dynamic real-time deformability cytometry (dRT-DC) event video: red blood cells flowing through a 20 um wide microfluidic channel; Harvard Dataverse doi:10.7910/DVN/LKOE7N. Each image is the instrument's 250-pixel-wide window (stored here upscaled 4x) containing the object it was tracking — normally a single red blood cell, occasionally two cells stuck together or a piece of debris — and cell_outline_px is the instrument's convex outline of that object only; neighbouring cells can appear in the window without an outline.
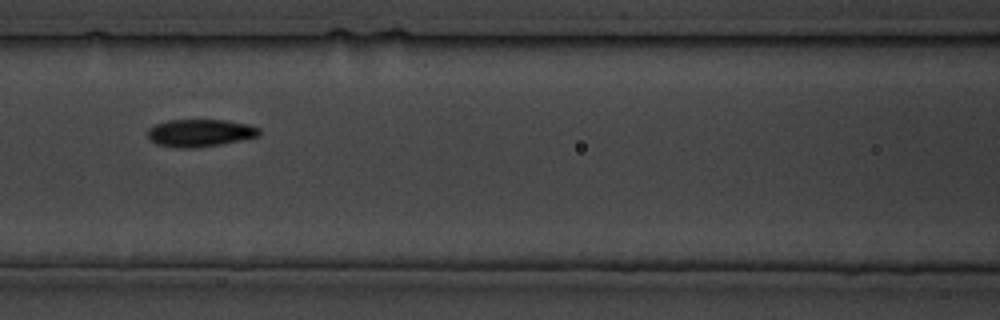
{"species": "common noctule bat (a hibernating species)", "species_latin": "Nyctalus noctula", "temperature_condition": "cold", "stored_images_in_passage": 22, "camera_frame_rate_fps": 3000, "um_per_image_px": 0.085, "animal": {"sex": "male", "body_mass_g": 19.5, "forearm_length_mm": 54.6}, "frame": {"image": 1, "passage_image": 7, "time_ms": 7.0, "image_size_px": [1000, 320], "cell_outline_px": [[260, 136], [220, 144], [196, 148], [176, 148], [156, 144], [148, 136], [148, 132], [156, 124], [168, 120], [224, 120], [248, 124], [260, 128]], "centroid_in_image_um": [17.03, 11.3], "position_along_channel_um": 149.6, "area_um2": 17.74}}
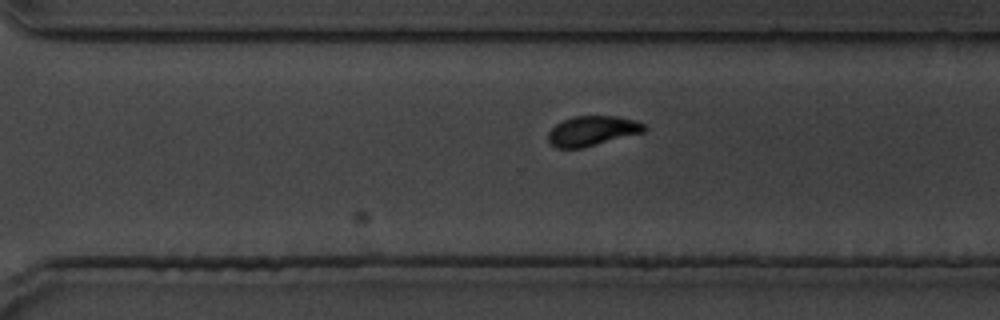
{"frame": {"image": 2, "passage_image": 16, "time_ms": 18.0, "image_size_px": [1000, 320], "cell_outline_px": [[648, 128], [644, 132], [584, 148], [556, 148], [548, 140], [548, 132], [556, 124], [572, 116], [616, 116], [636, 120], [644, 124]], "centroid_in_image_um": [50.36, 11.12], "position_along_channel_um": 320.2, "area_um2": 16.82}}